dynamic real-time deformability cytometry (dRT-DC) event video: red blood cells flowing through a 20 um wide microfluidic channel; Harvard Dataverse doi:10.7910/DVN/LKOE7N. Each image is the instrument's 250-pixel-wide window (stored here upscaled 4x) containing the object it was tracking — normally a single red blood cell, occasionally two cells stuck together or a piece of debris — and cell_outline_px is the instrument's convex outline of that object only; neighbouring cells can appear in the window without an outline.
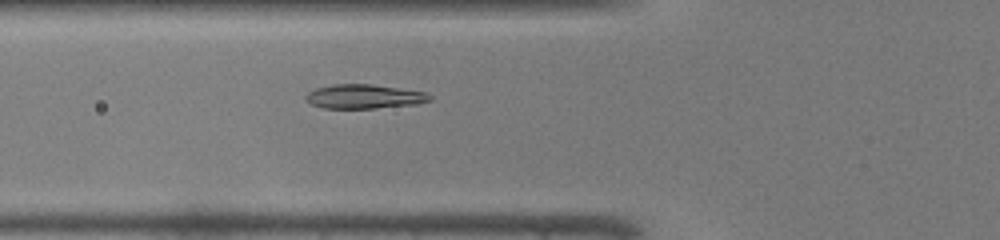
{"species": "common noctule bat (a hibernating species)", "species_latin": "Nyctalus noctula", "temperature_condition": "warm", "stored_images_in_passage": 42, "camera_frame_rate_fps": 3000, "um_per_image_px": 0.085, "animal": {"sex": "male", "body_mass_g": 19.0, "forearm_length_mm": 50.8}, "frame": {"image": 1, "passage_image": 12, "time_ms": 3.667, "image_size_px": [1000, 240], "cell_outline_px": [[432, 100], [416, 104], [376, 108], [324, 108], [312, 104], [304, 96], [308, 92], [316, 88], [332, 84], [372, 84], [428, 92], [432, 96]], "centroid_in_image_um": [30.99, 8.19], "position_along_channel_um": 94.8, "area_um2": 17.51}}
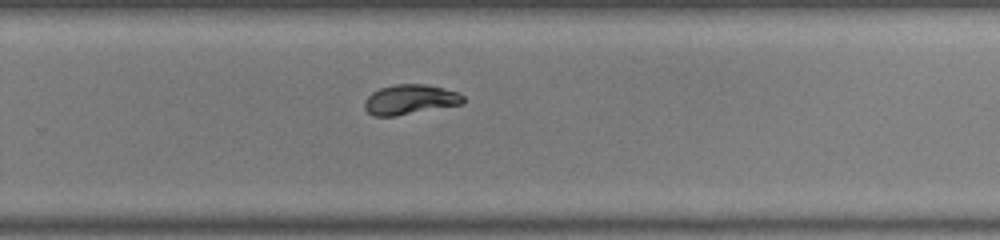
{"frame": {"image": 2, "passage_image": 26, "time_ms": 8.333, "image_size_px": [1000, 240], "cell_outline_px": [[464, 104], [396, 116], [372, 116], [364, 108], [364, 100], [372, 92], [380, 88], [396, 84], [428, 84], [456, 92], [464, 96]], "centroid_in_image_um": [34.84, 8.47], "position_along_channel_um": 295.0, "area_um2": 17.28}}
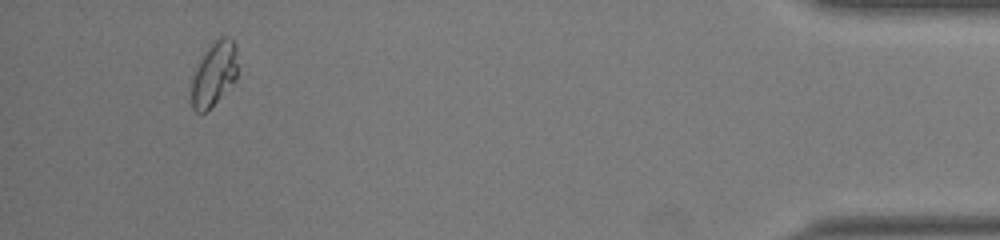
{"frame": {"image": 3, "passage_image": 39, "time_ms": 12.667, "image_size_px": [1000, 240], "cell_outline_px": [[236, 80], [204, 112], [196, 112], [192, 108], [192, 80], [200, 60], [212, 40], [220, 36], [228, 36], [236, 44]], "centroid_in_image_um": [18.2, 6.22], "position_along_channel_um": 417.0, "area_um2": 16.88}, "authors_computed_cell_mechanics": {"area_um2": 17.34, "velocity_mm_per_s": 4.2947, "shape_relaxation_time_tau1_ms": 4.1784, "shape_relaxation_time_tau2_ms": 0.7064, "deformation_change_tau1": 0.1832, "deformation_change_tau2": 0.0325}}